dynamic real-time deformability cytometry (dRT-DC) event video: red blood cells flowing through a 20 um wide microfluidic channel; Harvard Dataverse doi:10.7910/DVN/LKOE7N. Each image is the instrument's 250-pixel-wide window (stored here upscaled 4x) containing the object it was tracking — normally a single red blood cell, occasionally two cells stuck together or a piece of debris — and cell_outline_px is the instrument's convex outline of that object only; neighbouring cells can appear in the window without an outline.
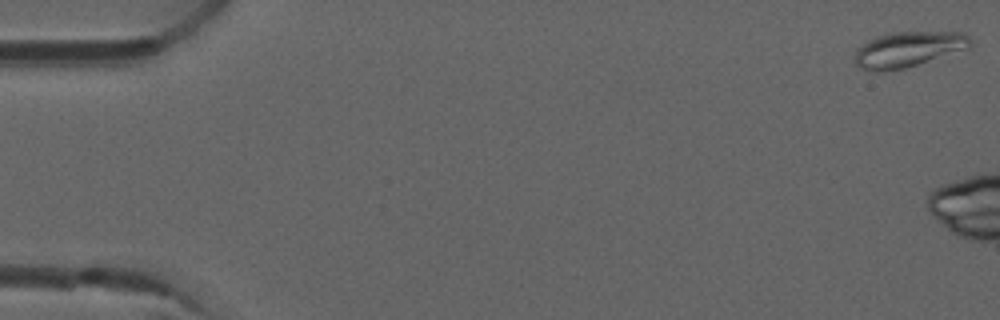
{"species": "common noctule bat (a hibernating species)", "species_latin": "Nyctalus noctula", "temperature_condition": "room temperature", "stored_images_in_passage": 10, "camera_frame_rate_fps": 3000, "um_per_image_px": 0.085, "animal": {"sex": "male", "forearm_length_mm": 52.5}, "frame": {"image": 1, "passage_image": 1, "time_ms": 0.0, "image_size_px": [1000, 320], "cell_outline_px": [[972, 44], [968, 48], [904, 68], [884, 72], [872, 72], [860, 68], [856, 64], [856, 48], [868, 40], [876, 36], [888, 32], [964, 32], [972, 40]], "centroid_in_image_um": [77.16, 4.19], "position_along_channel_um": 7.8, "area_um2": 23.87}}